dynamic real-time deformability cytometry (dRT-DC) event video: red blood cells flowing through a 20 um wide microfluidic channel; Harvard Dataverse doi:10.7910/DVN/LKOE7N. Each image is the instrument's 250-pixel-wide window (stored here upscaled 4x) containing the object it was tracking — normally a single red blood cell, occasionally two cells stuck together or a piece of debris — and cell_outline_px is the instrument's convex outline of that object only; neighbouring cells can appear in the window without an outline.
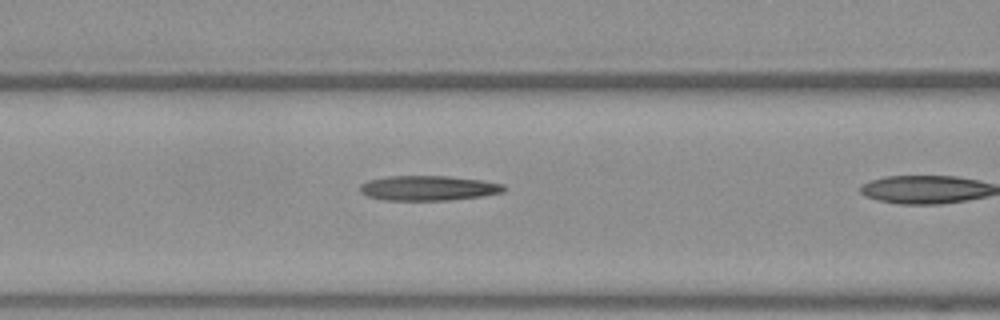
{"species": "Egyptian fruit bat (a non-hibernating species)", "species_latin": "Rousettus aegyptiacus", "temperature_condition": "warm", "stored_images_in_passage": 10, "camera_frame_rate_fps": 3000, "um_per_image_px": 0.085, "frame": {"image": 1, "passage_image": 9, "time_ms": 2.667, "image_size_px": [1000, 320], "cell_outline_px": [[508, 188], [504, 192], [484, 196], [452, 200], [384, 200], [368, 196], [360, 192], [360, 184], [368, 180], [388, 176], [448, 176], [484, 180], [504, 184]], "centroid_in_image_um": [36.47, 15.98], "position_along_channel_um": 130.1, "area_um2": 21.15}}